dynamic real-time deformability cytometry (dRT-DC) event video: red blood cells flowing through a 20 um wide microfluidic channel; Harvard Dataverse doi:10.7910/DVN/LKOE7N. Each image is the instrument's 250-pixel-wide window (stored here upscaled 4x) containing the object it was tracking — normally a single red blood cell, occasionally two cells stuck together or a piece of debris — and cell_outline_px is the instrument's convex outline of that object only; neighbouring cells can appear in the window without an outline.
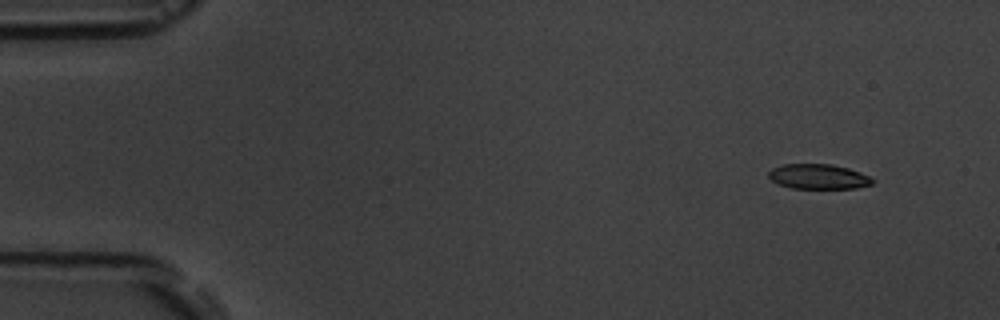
{"species": "common noctule bat (a hibernating species)", "species_latin": "Nyctalus noctula", "temperature_condition": "room temperature", "stored_images_in_passage": 16, "camera_frame_rate_fps": 3000, "um_per_image_px": 0.085, "animal": {"sex": "male", "body_mass_g": 19.5, "forearm_length_mm": 54.6}, "frame": {"image": 1, "passage_image": 1, "time_ms": 0.0, "image_size_px": [1000, 320], "cell_outline_px": [[876, 180], [872, 184], [856, 188], [792, 188], [776, 184], [768, 176], [768, 172], [772, 168], [784, 164], [832, 164], [848, 168], [860, 172]], "centroid_in_image_um": [69.55, 15.01], "position_along_channel_um": 15.4, "area_um2": 15.14}}
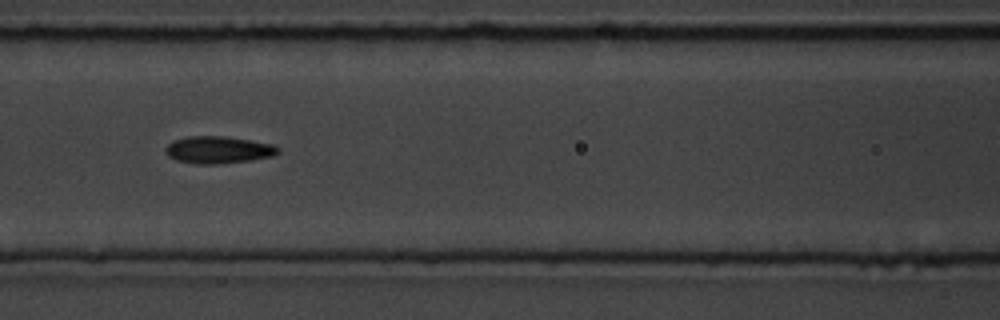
{"frame": {"image": 2, "passage_image": 7, "time_ms": 6.667, "image_size_px": [1000, 320], "cell_outline_px": [[280, 152], [272, 156], [252, 160], [216, 164], [200, 164], [176, 160], [168, 156], [164, 152], [164, 148], [172, 140], [188, 136], [224, 136], [252, 140], [272, 144], [280, 148]], "centroid_in_image_um": [18.54, 12.73], "position_along_channel_um": 148.1, "area_um2": 17.98}}
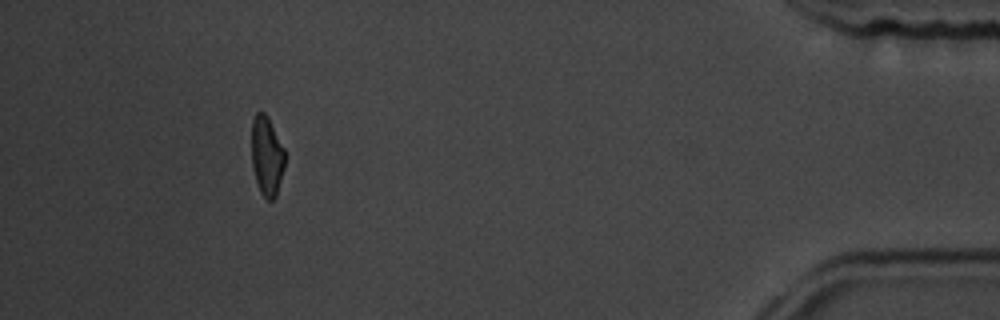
{"frame": {"image": 3, "passage_image": 15, "time_ms": 15.667, "image_size_px": [1000, 320], "cell_outline_px": [[284, 168], [276, 196], [272, 200], [268, 200], [260, 192], [256, 180], [252, 164], [252, 120], [256, 112], [264, 112], [268, 116], [284, 148]], "centroid_in_image_um": [22.68, 13.24], "position_along_channel_um": 412.5, "area_um2": 15.32}, "authors_computed_cell_mechanics": {"area_um2": 17.0221, "velocity_mm_per_s": 3.6341, "shape_relaxation_time_tau1_ms": 6.1429, "shape_relaxation_time_tau2_ms": 2.3836, "deformation_change_tau1": 0.1407, "deformation_change_tau2": 0.0811}}